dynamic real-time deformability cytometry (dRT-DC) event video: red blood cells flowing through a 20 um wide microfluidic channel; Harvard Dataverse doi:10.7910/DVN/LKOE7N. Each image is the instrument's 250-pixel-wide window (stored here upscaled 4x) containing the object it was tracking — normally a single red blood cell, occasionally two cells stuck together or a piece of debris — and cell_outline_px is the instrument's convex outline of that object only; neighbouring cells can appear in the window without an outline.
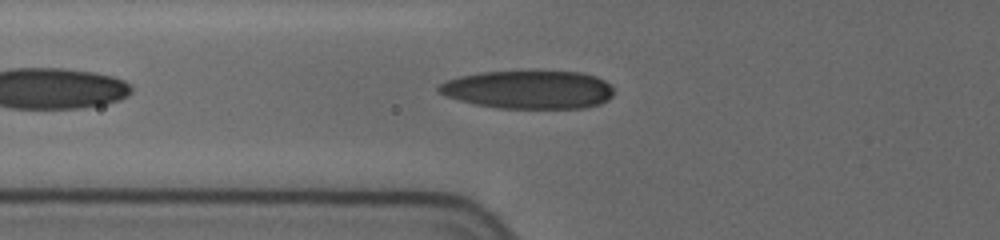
{"species": "human", "species_latin": "Homo sapiens", "temperature_condition": "cold", "stored_images_in_passage": 17, "camera_frame_rate_fps": 3000, "um_per_image_px": 0.085, "donor": {"sex": "female"}, "frame": {"image": 1, "passage_image": 13, "time_ms": 5.667, "image_size_px": [1000, 240], "cell_outline_px": [[612, 96], [608, 100], [600, 104], [588, 108], [496, 108], [476, 104], [460, 100], [448, 96], [440, 92], [436, 88], [440, 84], [448, 80], [460, 76], [480, 72], [532, 68], [580, 72], [596, 76], [604, 80], [612, 88]], "centroid_in_image_um": [44.96, 7.57], "position_along_channel_um": 80.8, "area_um2": 40.17}}
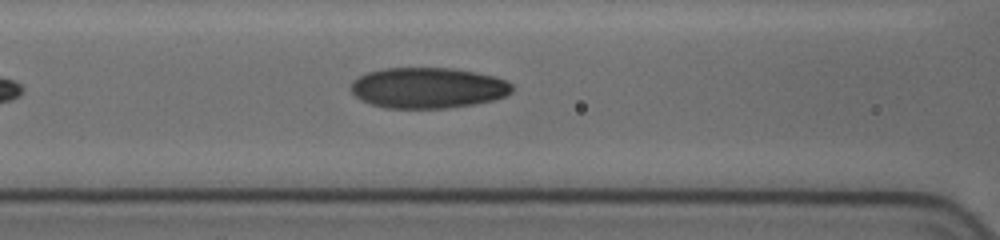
{"frame": {"image": 2, "passage_image": 15, "time_ms": 7.0, "image_size_px": [1000, 240], "cell_outline_px": [[512, 92], [504, 96], [492, 100], [476, 104], [448, 108], [384, 108], [372, 104], [356, 96], [352, 92], [352, 84], [360, 76], [368, 72], [384, 68], [452, 68], [476, 72], [496, 76], [512, 84]], "centroid_in_image_um": [36.42, 7.47], "position_along_channel_um": 130.2, "area_um2": 38.09}}
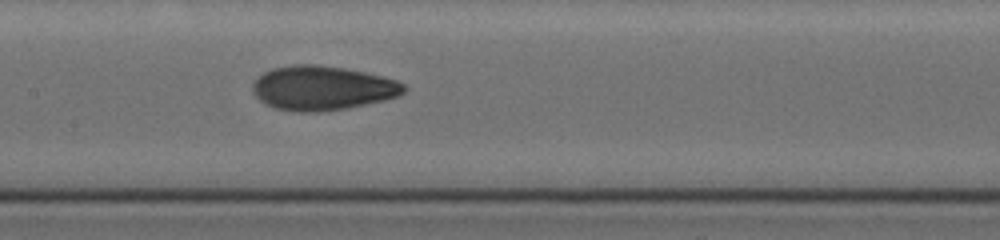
{"frame": {"image": 3, "passage_image": 17, "time_ms": 8.333, "image_size_px": [1000, 240], "cell_outline_px": [[408, 88], [404, 92], [396, 96], [384, 100], [344, 108], [316, 112], [300, 112], [276, 108], [264, 104], [252, 92], [252, 84], [264, 72], [272, 68], [296, 64], [316, 64], [344, 68], [364, 72], [396, 80], [404, 84]], "centroid_in_image_um": [27.37, 7.48], "position_along_channel_um": 180.0, "area_um2": 38.78}}